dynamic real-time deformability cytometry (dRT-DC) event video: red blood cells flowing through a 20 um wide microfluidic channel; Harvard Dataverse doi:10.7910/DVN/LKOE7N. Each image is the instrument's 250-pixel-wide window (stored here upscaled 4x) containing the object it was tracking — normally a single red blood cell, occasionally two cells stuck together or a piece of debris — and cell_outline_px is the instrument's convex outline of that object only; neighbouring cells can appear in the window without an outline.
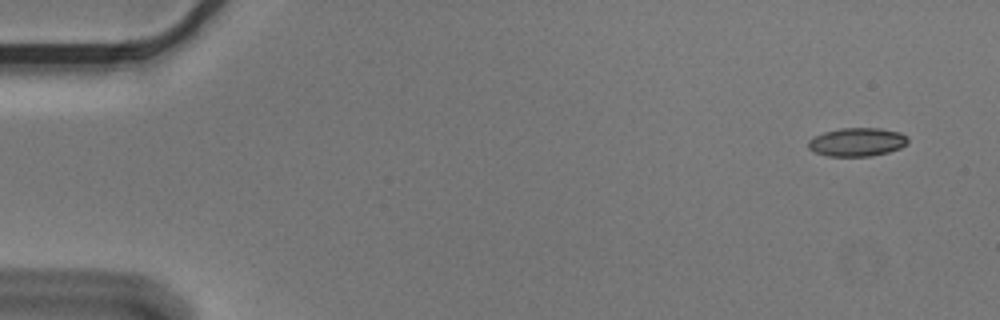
{"species": "Egyptian fruit bat (a non-hibernating species)", "species_latin": "Rousettus aegyptiacus", "temperature_condition": "cold", "stored_images_in_passage": 6, "segment_of_instrument_passage": [1, 2], "camera_frame_rate_fps": 3000, "um_per_image_px": 0.085, "animal": {"sex": "male"}, "frame": {"image": 1, "passage_image": 2, "time_ms": 0.333, "image_size_px": [1000, 320], "cell_outline_px": [[908, 140], [900, 148], [888, 152], [872, 156], [828, 156], [816, 152], [808, 148], [808, 140], [824, 132], [840, 128], [880, 128], [900, 132], [908, 136]], "centroid_in_image_um": [72.86, 12.07], "position_along_channel_um": 12.1, "area_um2": 16.47}}
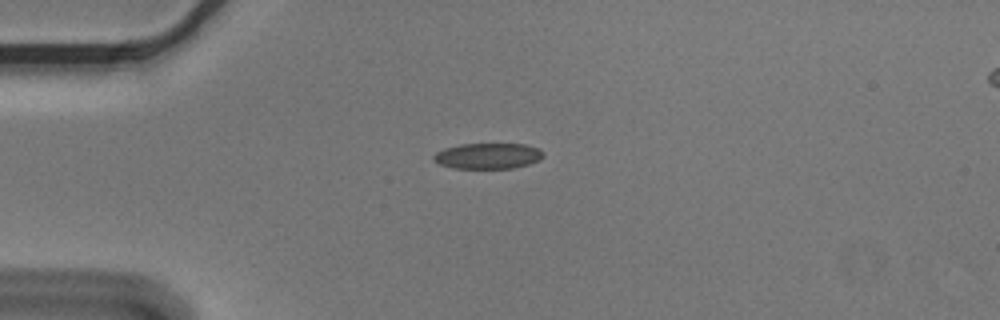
{"frame": {"image": 2, "passage_image": 5, "time_ms": 1.333, "image_size_px": [1000, 320], "cell_outline_px": [[544, 156], [540, 160], [528, 164], [512, 168], [452, 168], [440, 164], [432, 160], [432, 156], [436, 152], [444, 148], [460, 144], [524, 144], [540, 148], [544, 152]], "centroid_in_image_um": [41.48, 13.25], "position_along_channel_um": 43.5, "area_um2": 16.59}}